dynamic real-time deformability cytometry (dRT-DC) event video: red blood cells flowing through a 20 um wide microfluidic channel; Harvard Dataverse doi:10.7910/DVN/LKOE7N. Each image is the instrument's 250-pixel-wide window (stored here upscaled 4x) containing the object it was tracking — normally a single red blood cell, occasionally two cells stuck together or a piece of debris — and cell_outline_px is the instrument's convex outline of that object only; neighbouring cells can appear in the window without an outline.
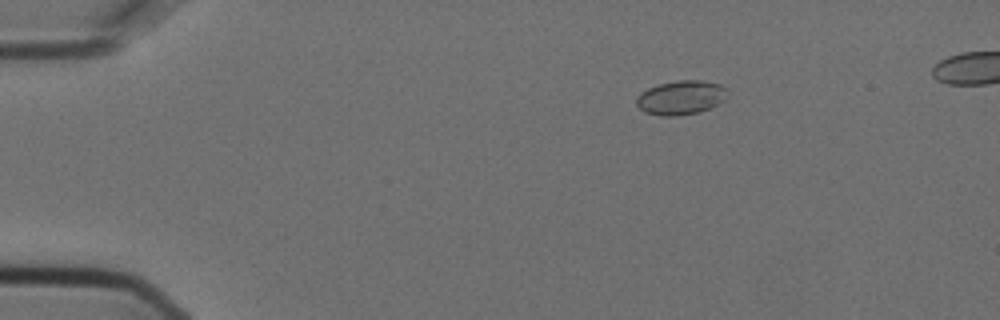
{"species": "Egyptian fruit bat (a non-hibernating species)", "species_latin": "Rousettus aegyptiacus", "temperature_condition": "cold", "stored_images_in_passage": 6, "camera_frame_rate_fps": 3000, "um_per_image_px": 0.085, "animal": {"sex": "female"}, "frame": {"image": 1, "passage_image": 3, "time_ms": 0.667, "image_size_px": [1000, 320], "cell_outline_px": [[728, 96], [724, 100], [700, 112], [680, 116], [660, 116], [644, 112], [636, 104], [636, 96], [640, 92], [648, 88], [660, 84], [676, 80], [704, 80], [720, 84], [728, 88]], "centroid_in_image_um": [57.88, 8.29], "position_along_channel_um": 27.1, "area_um2": 18.38}}